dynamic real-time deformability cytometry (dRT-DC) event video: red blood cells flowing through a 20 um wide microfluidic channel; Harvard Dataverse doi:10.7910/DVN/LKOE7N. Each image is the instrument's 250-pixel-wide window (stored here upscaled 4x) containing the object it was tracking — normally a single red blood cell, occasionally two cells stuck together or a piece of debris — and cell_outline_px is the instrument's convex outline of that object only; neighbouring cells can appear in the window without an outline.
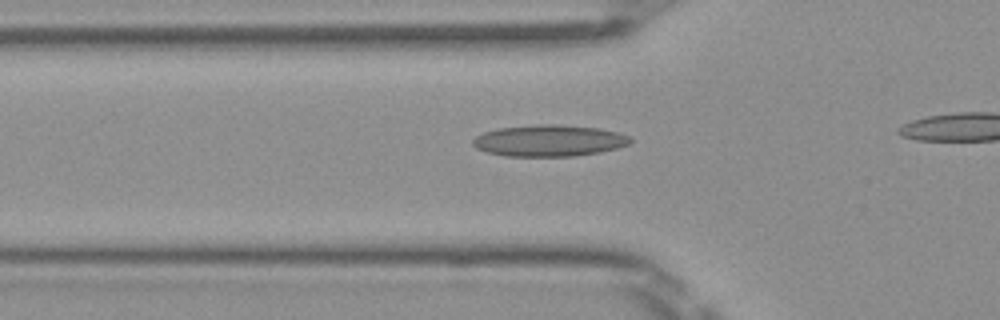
{"species": "Egyptian fruit bat (a non-hibernating species)", "species_latin": "Rousettus aegyptiacus", "temperature_condition": "room temperature", "stored_images_in_passage": 36, "camera_frame_rate_fps": 3000, "um_per_image_px": 0.085, "frame": {"image": 1, "passage_image": 12, "time_ms": 3.667, "image_size_px": [1000, 320], "cell_outline_px": [[632, 140], [628, 144], [616, 148], [600, 152], [572, 156], [504, 156], [484, 152], [476, 148], [472, 144], [472, 140], [476, 136], [484, 132], [500, 128], [540, 124], [556, 124], [600, 128], [616, 132], [628, 136]], "centroid_in_image_um": [46.63, 11.96], "position_along_channel_um": 79.2, "area_um2": 28.84}}
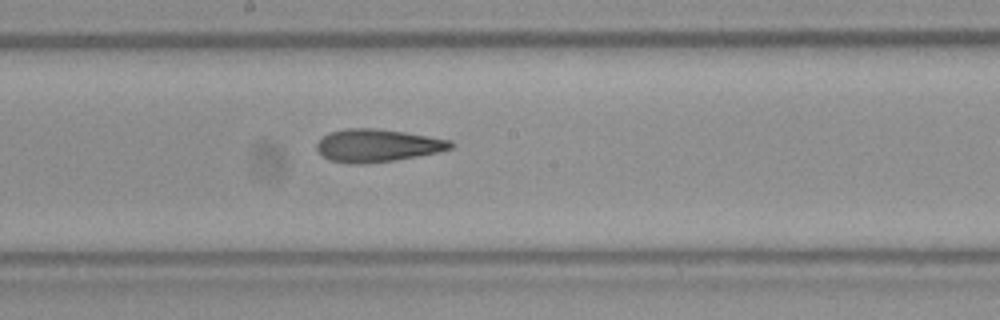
{"frame": {"image": 2, "passage_image": 22, "time_ms": 7.0, "image_size_px": [1000, 320], "cell_outline_px": [[456, 144], [452, 148], [436, 152], [416, 156], [392, 160], [364, 164], [352, 164], [328, 160], [316, 148], [316, 144], [328, 132], [348, 128], [372, 128], [404, 132], [452, 140]], "centroid_in_image_um": [32.07, 12.36], "position_along_channel_um": 216.1, "area_um2": 25.37}}
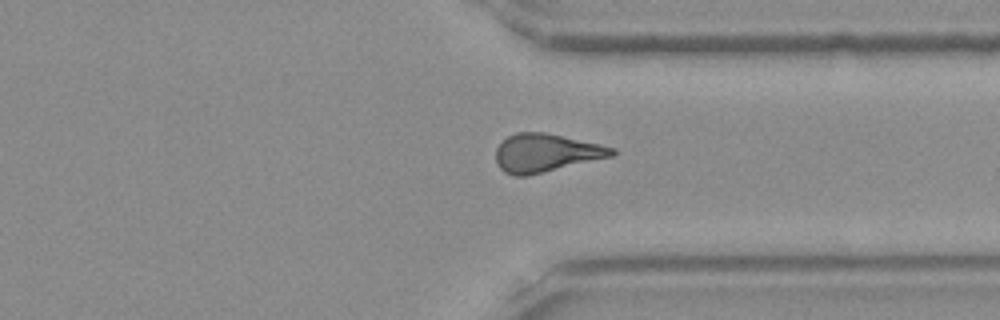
{"frame": {"image": 3, "passage_image": 33, "time_ms": 10.667, "image_size_px": [1000, 320], "cell_outline_px": [[616, 152], [612, 156], [528, 176], [516, 176], [504, 172], [500, 168], [496, 160], [496, 148], [508, 136], [516, 132], [544, 132], [600, 144], [616, 148]], "centroid_in_image_um": [46.39, 13.0], "position_along_channel_um": 365.0, "area_um2": 25.72}}